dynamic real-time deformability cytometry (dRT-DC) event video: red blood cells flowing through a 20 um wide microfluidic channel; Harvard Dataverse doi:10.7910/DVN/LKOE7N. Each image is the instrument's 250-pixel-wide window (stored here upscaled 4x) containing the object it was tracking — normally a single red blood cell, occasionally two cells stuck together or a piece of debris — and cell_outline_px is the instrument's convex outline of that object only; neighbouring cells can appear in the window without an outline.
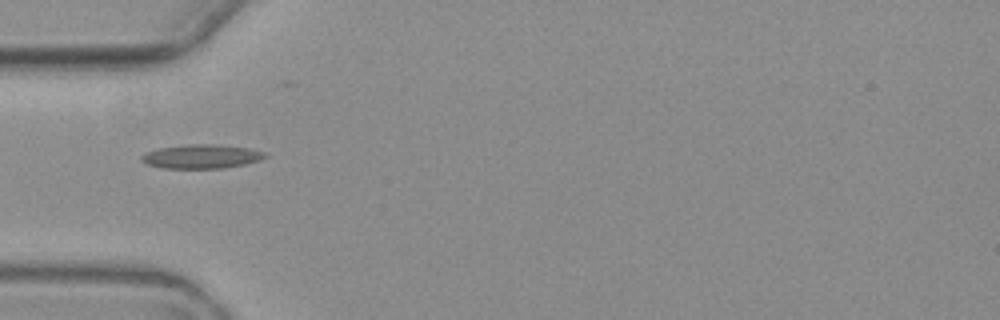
{"species": "common noctule bat (a hibernating species)", "species_latin": "Nyctalus noctula", "temperature_condition": "warm", "stored_images_in_passage": 8, "camera_frame_rate_fps": 3000, "um_per_image_px": 0.085, "animal": {"sex": "female", "body_mass_g": 19.3, "forearm_length_mm": 54.1}, "frame": {"image": 1, "passage_image": 2, "time_ms": 4.667, "image_size_px": [1000, 320], "cell_outline_px": [[268, 156], [260, 160], [244, 164], [224, 168], [164, 168], [148, 164], [140, 160], [140, 156], [144, 152], [160, 148], [188, 144], [216, 144], [248, 148], [264, 152]], "centroid_in_image_um": [17.11, 13.29], "position_along_channel_um": 67.9, "area_um2": 17.22}}
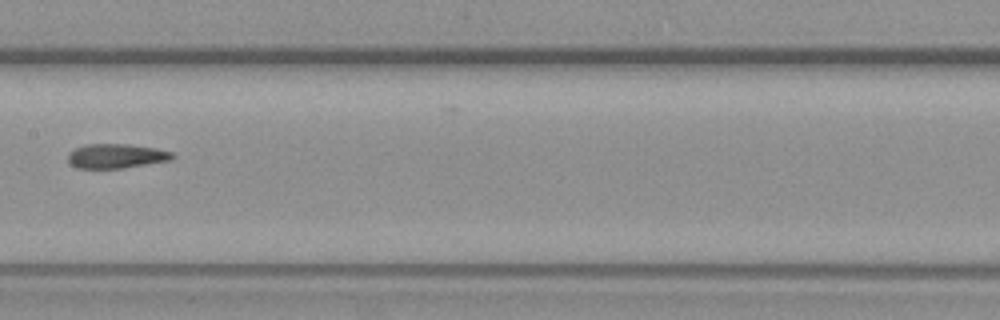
{"frame": {"image": 2, "passage_image": 5, "time_ms": 8.333, "image_size_px": [1000, 320], "cell_outline_px": [[176, 156], [168, 160], [124, 168], [76, 168], [68, 160], [68, 152], [84, 144], [128, 144], [156, 148], [172, 152]], "centroid_in_image_um": [9.86, 13.25], "position_along_channel_um": 197.5, "area_um2": 14.8}}
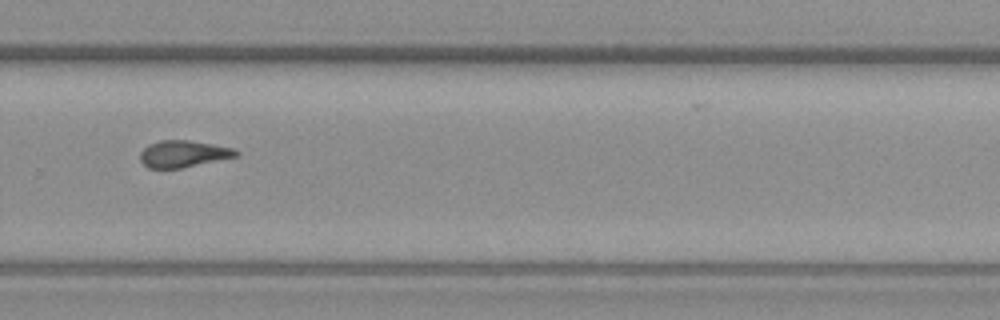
{"frame": {"image": 3, "passage_image": 8, "time_ms": 11.667, "image_size_px": [1000, 320], "cell_outline_px": [[240, 156], [180, 168], [148, 168], [140, 160], [140, 152], [148, 144], [160, 140], [188, 140], [212, 144], [232, 148], [240, 152]], "centroid_in_image_um": [15.59, 13.07], "position_along_channel_um": 314.2, "area_um2": 14.97}}